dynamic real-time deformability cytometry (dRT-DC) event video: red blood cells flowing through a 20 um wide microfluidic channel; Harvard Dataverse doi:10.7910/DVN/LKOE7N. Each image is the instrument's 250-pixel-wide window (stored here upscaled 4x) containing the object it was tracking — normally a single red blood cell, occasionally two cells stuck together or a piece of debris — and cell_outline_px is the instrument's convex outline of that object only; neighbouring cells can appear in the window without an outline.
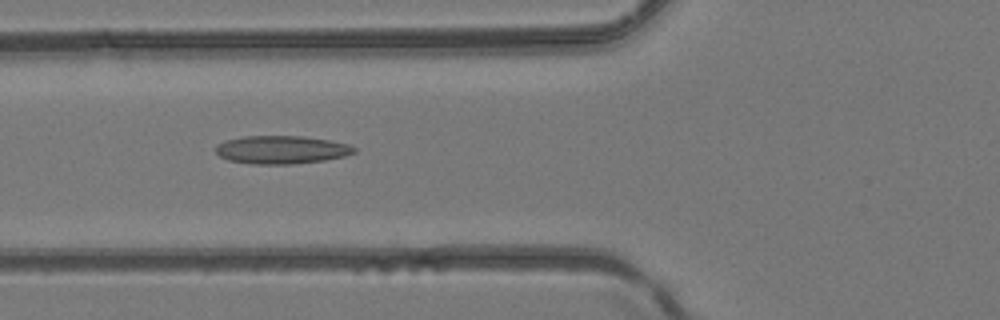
{"species": "common noctule bat (a hibernating species)", "species_latin": "Nyctalus noctula", "temperature_condition": "room temperature", "stored_images_in_passage": 5, "camera_frame_rate_fps": 3000, "um_per_image_px": 0.085, "animal": {"sex": "female", "body_mass_g": 24.6, "forearm_length_mm": 56.2}, "frame": {"image": 1, "passage_image": 4, "time_ms": 1.0, "image_size_px": [1000, 320], "cell_outline_px": [[356, 152], [344, 156], [324, 160], [292, 164], [252, 164], [228, 160], [220, 156], [216, 152], [216, 144], [228, 140], [244, 136], [300, 136], [328, 140], [348, 144], [356, 148]], "centroid_in_image_um": [23.92, 12.73], "position_along_channel_um": 101.9, "area_um2": 22.54}}
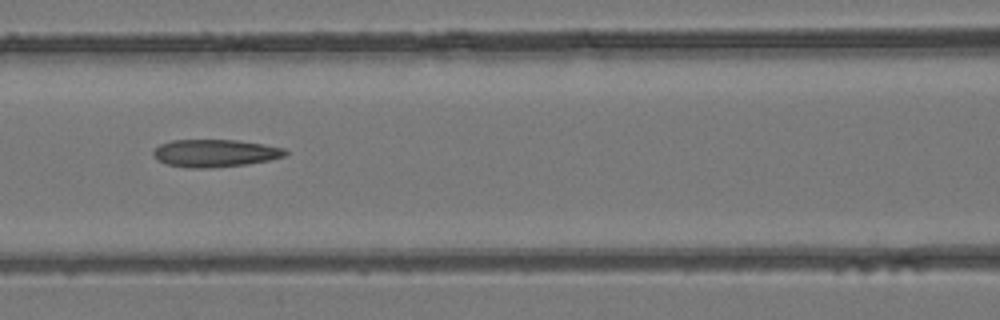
{"frame": {"image": 2, "passage_image": 5, "time_ms": 1.333, "image_size_px": [1000, 320], "cell_outline_px": [[288, 152], [284, 156], [268, 160], [244, 164], [204, 168], [188, 168], [168, 164], [160, 160], [152, 152], [160, 144], [172, 140], [236, 140], [264, 144], [284, 148]], "centroid_in_image_um": [18.29, 13.01], "position_along_channel_um": 148.3, "area_um2": 20.81}}